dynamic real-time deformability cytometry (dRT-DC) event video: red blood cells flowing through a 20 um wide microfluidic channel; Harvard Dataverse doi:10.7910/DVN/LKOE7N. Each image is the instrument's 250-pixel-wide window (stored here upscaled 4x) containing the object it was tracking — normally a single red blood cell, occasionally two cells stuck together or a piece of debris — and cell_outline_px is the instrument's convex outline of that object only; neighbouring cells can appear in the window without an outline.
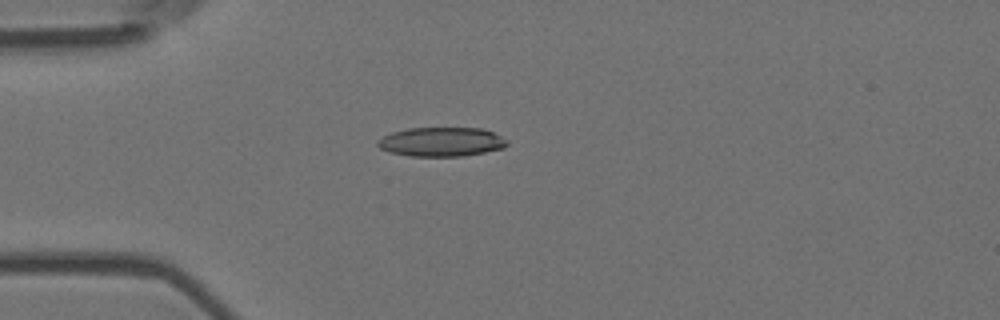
{"species": "Egyptian fruit bat (a non-hibernating species)", "species_latin": "Rousettus aegyptiacus", "temperature_condition": "room temperature", "stored_images_in_passage": 3, "camera_frame_rate_fps": 3000, "um_per_image_px": 0.085, "animal": {"sex": "female"}, "frame": {"image": 1, "passage_image": 3, "time_ms": 0.667, "image_size_px": [1000, 320], "cell_outline_px": [[508, 144], [504, 148], [464, 156], [412, 156], [392, 152], [380, 148], [376, 144], [376, 140], [392, 132], [408, 128], [484, 128], [508, 140]], "centroid_in_image_um": [37.53, 12.05], "position_along_channel_um": 47.5, "area_um2": 21.96}}